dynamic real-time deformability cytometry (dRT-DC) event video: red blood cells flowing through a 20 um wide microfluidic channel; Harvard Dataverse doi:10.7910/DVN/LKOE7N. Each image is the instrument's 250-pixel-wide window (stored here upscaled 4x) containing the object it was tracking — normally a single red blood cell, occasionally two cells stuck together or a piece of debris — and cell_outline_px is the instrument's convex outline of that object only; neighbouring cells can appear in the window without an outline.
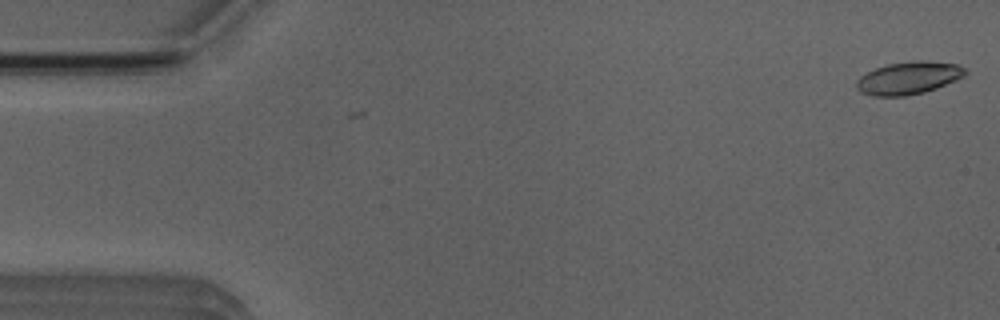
{"species": "Egyptian fruit bat (a non-hibernating species)", "species_latin": "Rousettus aegyptiacus", "temperature_condition": "room temperature", "stored_images_in_passage": 6, "camera_frame_rate_fps": 3000, "um_per_image_px": 0.085, "animal": {"sex": "male"}, "frame": {"image": 1, "passage_image": 6, "time_ms": 1.667, "image_size_px": [1000, 320], "cell_outline_px": [[968, 72], [964, 76], [936, 88], [924, 92], [904, 96], [872, 96], [860, 92], [856, 88], [856, 80], [860, 76], [876, 68], [888, 64], [916, 60], [928, 60], [956, 64], [964, 68]], "centroid_in_image_um": [77.21, 6.62], "position_along_channel_um": 7.8, "area_um2": 20.63}}